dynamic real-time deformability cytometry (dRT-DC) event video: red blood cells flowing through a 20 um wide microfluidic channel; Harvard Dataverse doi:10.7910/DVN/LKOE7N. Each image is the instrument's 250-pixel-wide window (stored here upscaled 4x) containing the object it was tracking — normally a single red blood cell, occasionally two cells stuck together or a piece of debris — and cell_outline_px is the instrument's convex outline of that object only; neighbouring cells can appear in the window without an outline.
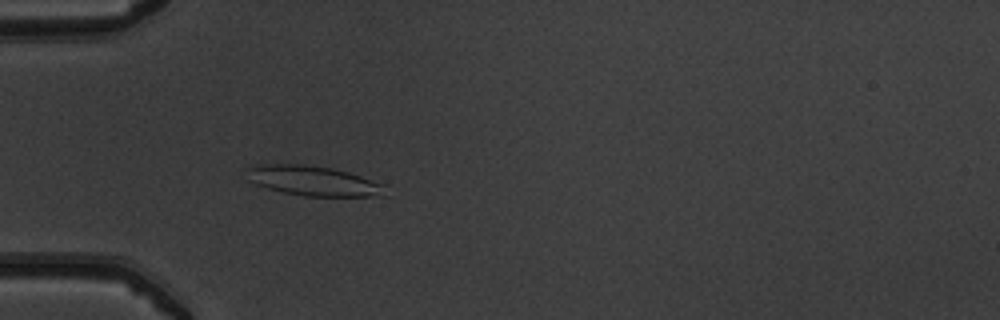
{"species": "common noctule bat (a hibernating species)", "species_latin": "Nyctalus noctula", "temperature_condition": "warm", "stored_images_in_passage": 52, "camera_frame_rate_fps": 3000, "um_per_image_px": 0.085, "animal": {"sex": "male", "body_mass_g": 19.5, "forearm_length_mm": 54.6}, "frame": {"image": 1, "passage_image": 17, "time_ms": 5.333, "image_size_px": [1000, 320], "cell_outline_px": [[384, 196], [304, 196], [284, 192], [268, 188], [256, 184], [248, 180], [244, 168], [260, 164], [304, 164], [332, 168], [348, 172], [384, 184]], "centroid_in_image_um": [26.57, 15.36], "position_along_channel_um": 58.4, "area_um2": 24.1}}
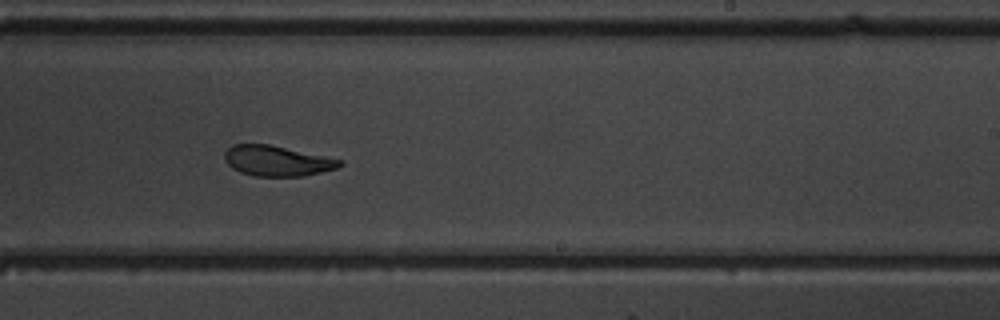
{"frame": {"image": 2, "passage_image": 33, "time_ms": 10.667, "image_size_px": [1000, 320], "cell_outline_px": [[344, 164], [336, 168], [304, 176], [252, 176], [240, 172], [232, 168], [224, 160], [224, 152], [232, 144], [268, 144], [344, 160]], "centroid_in_image_um": [23.53, 13.67], "position_along_channel_um": 265.5, "area_um2": 20.4}}
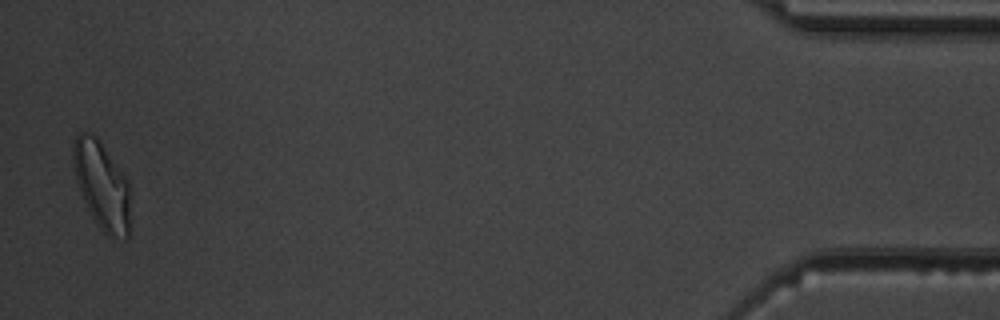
{"frame": {"image": 3, "passage_image": 51, "time_ms": 16.667, "image_size_px": [1000, 320], "cell_outline_px": [[128, 236], [124, 240], [108, 236], [100, 228], [92, 216], [80, 192], [76, 180], [72, 164], [72, 144], [76, 136], [80, 132], [92, 132], [96, 136], [124, 176], [128, 184]], "centroid_in_image_um": [8.6, 15.73], "position_along_channel_um": 426.6, "area_um2": 28.67}, "authors_computed_cell_mechanics": {"area_um2": 23.3223, "velocity_mm_per_s": 4.022, "shape_relaxation_time_tau1_ms": 7.1555, "shape_relaxation_time_tau2_ms": 1.5718, "deformation_change_tau1": 0.2198, "deformation_change_tau2": 0.0839}}